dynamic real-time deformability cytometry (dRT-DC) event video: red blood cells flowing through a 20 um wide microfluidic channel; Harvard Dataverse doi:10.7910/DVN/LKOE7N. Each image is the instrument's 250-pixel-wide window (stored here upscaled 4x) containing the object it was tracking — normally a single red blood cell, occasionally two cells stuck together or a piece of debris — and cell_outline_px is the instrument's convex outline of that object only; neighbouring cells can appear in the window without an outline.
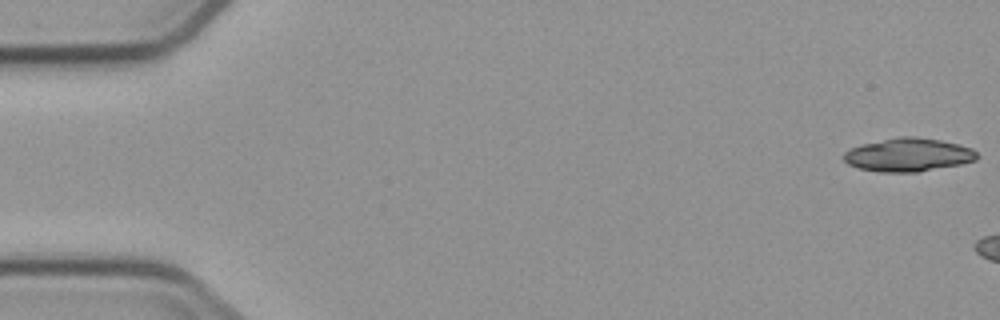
{"species": "common noctule bat (a hibernating species)", "species_latin": "Nyctalus noctula", "temperature_condition": "cold", "stored_images_in_passage": 3, "camera_frame_rate_fps": 3000, "um_per_image_px": 0.085, "animal": {"sex": "male", "body_mass_g": 23.1, "forearm_length_mm": 52.7}, "frame": {"image": 1, "passage_image": 1, "time_ms": 0.0, "image_size_px": [1000, 320], "cell_outline_px": [[976, 160], [960, 164], [916, 172], [880, 172], [860, 168], [848, 164], [844, 160], [844, 152], [852, 148], [864, 144], [900, 136], [916, 136], [940, 140], [960, 144], [972, 148], [976, 152]], "centroid_in_image_um": [77.22, 13.16], "position_along_channel_um": 7.8, "area_um2": 25.61}}